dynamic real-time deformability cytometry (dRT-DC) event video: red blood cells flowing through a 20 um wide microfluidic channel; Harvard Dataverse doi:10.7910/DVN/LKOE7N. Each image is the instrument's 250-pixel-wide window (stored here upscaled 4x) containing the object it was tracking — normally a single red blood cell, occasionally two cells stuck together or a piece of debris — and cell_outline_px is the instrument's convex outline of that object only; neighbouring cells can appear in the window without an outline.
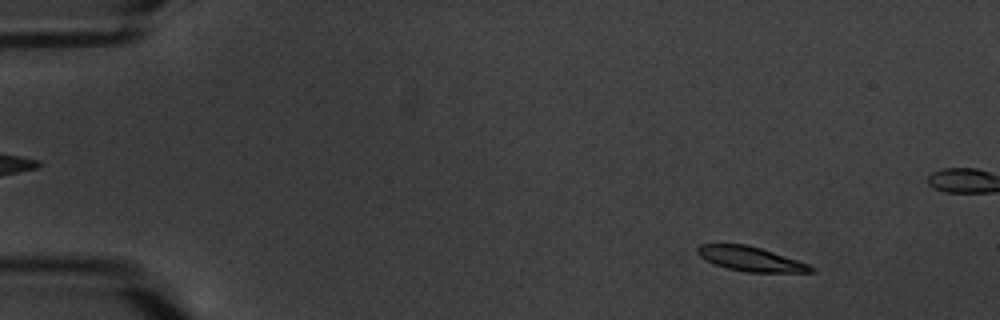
{"species": "common noctule bat (a hibernating species)", "species_latin": "Nyctalus noctula", "temperature_condition": "warm", "stored_images_in_passage": 16, "camera_frame_rate_fps": 3000, "um_per_image_px": 0.085, "animal": {"sex": "male", "body_mass_g": 20.1, "forearm_length_mm": 53.5}, "frame": {"image": 1, "passage_image": 2, "time_ms": 1.0, "image_size_px": [1000, 320], "cell_outline_px": [[816, 272], [748, 272], [728, 268], [716, 264], [700, 256], [696, 252], [696, 248], [700, 244], [748, 244], [808, 264], [816, 268]], "centroid_in_image_um": [63.81, 22.0], "position_along_channel_um": 21.2, "area_um2": 15.9}}
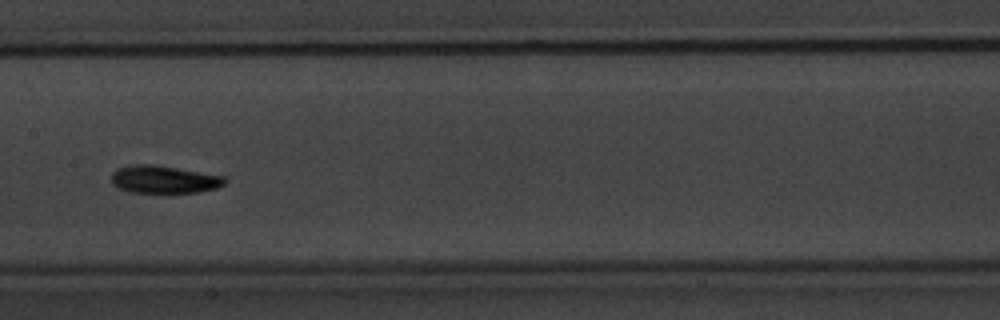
{"frame": {"image": 2, "passage_image": 8, "time_ms": 9.0, "image_size_px": [1000, 320], "cell_outline_px": [[228, 180], [224, 184], [216, 188], [200, 192], [128, 192], [116, 188], [112, 184], [112, 172], [116, 168], [136, 164], [152, 164], [224, 176]], "centroid_in_image_um": [13.9, 15.25], "position_along_channel_um": 193.5, "area_um2": 18.26}}
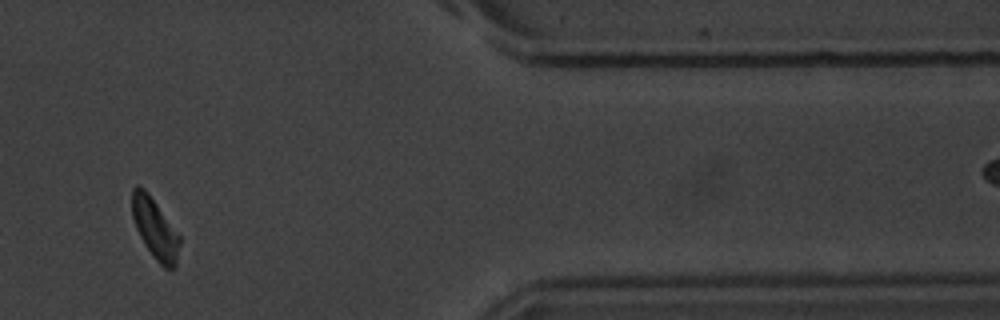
{"frame": {"image": 3, "passage_image": 14, "time_ms": 16.0, "image_size_px": [1000, 320], "cell_outline_px": [[180, 244], [176, 264], [172, 268], [164, 268], [152, 256], [144, 244], [136, 228], [132, 216], [132, 188], [136, 184], [144, 188], [180, 236]], "centroid_in_image_um": [13.16, 19.44], "position_along_channel_um": 398.2, "area_um2": 16.47}, "authors_computed_cell_mechanics": {"area_um2": 16.6175, "velocity_mm_per_s": 3.3482, "shape_relaxation_time_tau1_ms": 1.742, "shape_relaxation_time_tau2_ms": 2.3997, "deformation_change_tau1": 0.0771, "deformation_change_tau2": 0.0509}}